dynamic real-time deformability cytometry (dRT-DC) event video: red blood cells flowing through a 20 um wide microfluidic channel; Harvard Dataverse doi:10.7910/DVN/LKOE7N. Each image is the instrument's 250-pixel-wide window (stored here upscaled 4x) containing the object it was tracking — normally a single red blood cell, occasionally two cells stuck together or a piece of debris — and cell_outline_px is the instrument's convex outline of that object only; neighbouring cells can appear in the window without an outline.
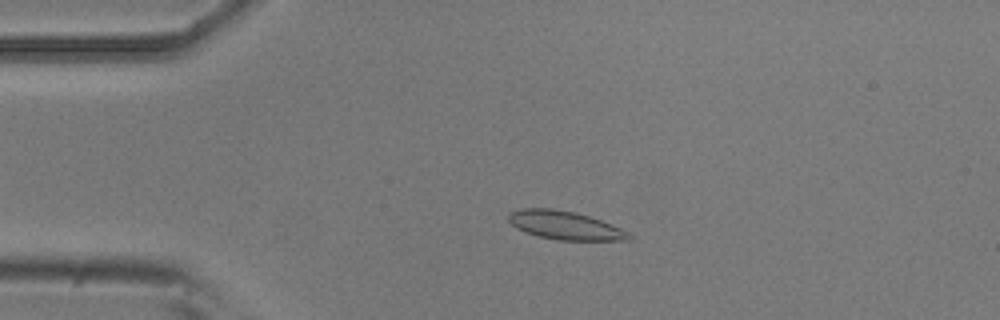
{"species": "common noctule bat (a hibernating species)", "species_latin": "Nyctalus noctula", "temperature_condition": "room temperature", "stored_images_in_passage": 4, "camera_frame_rate_fps": 3000, "um_per_image_px": 0.085, "animal": {"sex": "male", "body_mass_g": 20.5, "forearm_length_mm": 52.5}, "frame": {"image": 1, "passage_image": 3, "time_ms": 0.667, "image_size_px": [1000, 320], "cell_outline_px": [[632, 240], [556, 240], [524, 232], [516, 228], [508, 220], [508, 216], [512, 212], [520, 208], [552, 208], [572, 212], [588, 216], [612, 224], [628, 232], [632, 236]], "centroid_in_image_um": [48.02, 19.16], "position_along_channel_um": 37.0, "area_um2": 19.83}}